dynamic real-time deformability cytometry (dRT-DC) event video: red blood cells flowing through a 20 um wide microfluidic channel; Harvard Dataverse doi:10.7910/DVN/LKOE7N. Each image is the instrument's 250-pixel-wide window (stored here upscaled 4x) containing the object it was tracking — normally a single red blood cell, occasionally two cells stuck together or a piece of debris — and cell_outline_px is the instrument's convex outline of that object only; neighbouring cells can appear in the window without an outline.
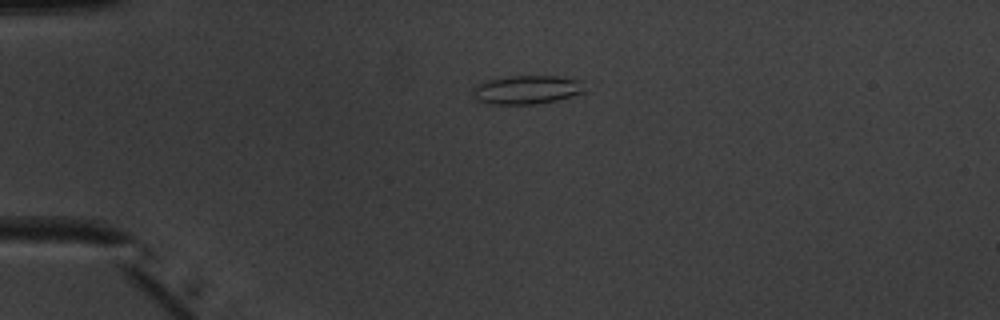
{"species": "common noctule bat (a hibernating species)", "species_latin": "Nyctalus noctula", "temperature_condition": "warm", "stored_images_in_passage": 42, "camera_frame_rate_fps": 3000, "um_per_image_px": 0.085, "animal": {"sex": "male", "body_mass_g": 20.1, "forearm_length_mm": 53.5}, "frame": {"image": 1, "passage_image": 3, "time_ms": 0.667, "image_size_px": [1000, 320], "cell_outline_px": [[584, 92], [572, 96], [556, 100], [536, 104], [488, 104], [476, 100], [472, 96], [472, 88], [476, 84], [484, 80], [508, 76], [556, 76], [584, 80]], "centroid_in_image_um": [44.74, 7.62], "position_along_channel_um": 40.3, "area_um2": 19.07}}
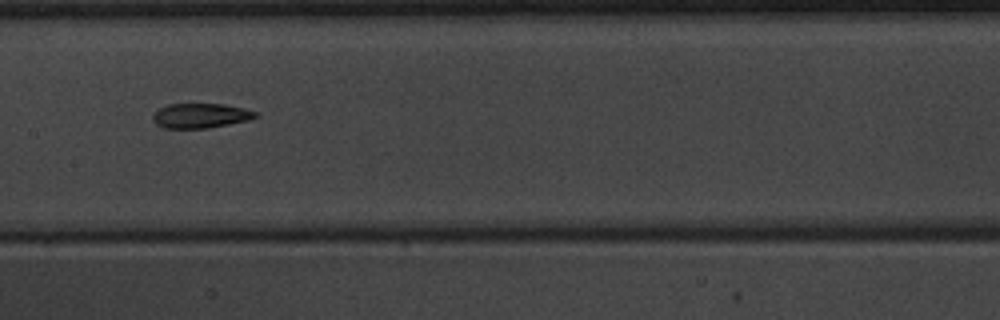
{"frame": {"image": 2, "passage_image": 17, "time_ms": 5.333, "image_size_px": [1000, 320], "cell_outline_px": [[260, 116], [248, 120], [208, 128], [164, 128], [156, 124], [152, 120], [152, 116], [160, 108], [168, 104], [224, 104], [244, 108], [256, 112]], "centroid_in_image_um": [17.05, 9.83], "position_along_channel_um": 190.3, "area_um2": 14.74}}
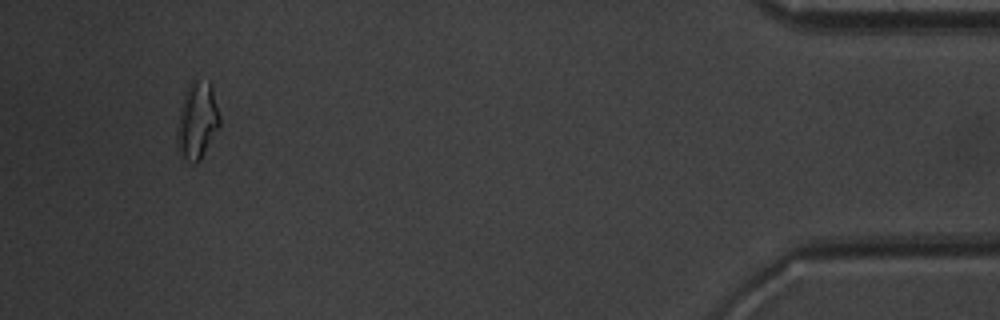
{"frame": {"image": 3, "passage_image": 39, "time_ms": 12.667, "image_size_px": [1000, 320], "cell_outline_px": [[220, 124], [200, 160], [196, 164], [192, 164], [184, 160], [180, 156], [176, 140], [176, 132], [180, 104], [188, 84], [192, 80], [196, 80], [212, 84], [220, 116]], "centroid_in_image_um": [16.73, 10.27], "position_along_channel_um": 418.5, "area_um2": 19.36}, "authors_computed_cell_mechanics": {"area_um2": 15.7505, "velocity_mm_per_s": 3.987, "shape_relaxation_time_tau1_ms": null, "shape_relaxation_time_tau2_ms": 2.7108, "deformation_change_tau1": null, "deformation_change_tau2": 0.1028}}